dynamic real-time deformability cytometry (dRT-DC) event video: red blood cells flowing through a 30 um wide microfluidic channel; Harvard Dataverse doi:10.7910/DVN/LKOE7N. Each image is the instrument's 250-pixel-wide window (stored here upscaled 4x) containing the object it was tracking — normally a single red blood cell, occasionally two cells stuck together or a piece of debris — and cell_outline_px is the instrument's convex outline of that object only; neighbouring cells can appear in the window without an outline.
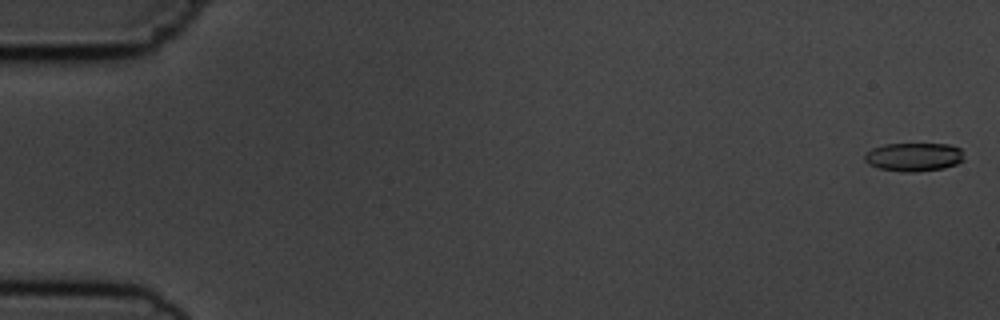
{"species": "common noctule bat (a hibernating species)", "species_latin": "Nyctalus noctula", "temperature_condition": "cold", "stored_images_in_passage": 7, "camera_frame_rate_fps": 3000, "um_per_image_px": 0.085, "animal": {"sex": "male", "body_mass_g": 19.5, "forearm_length_mm": 54.6}, "frame": {"image": 1, "passage_image": 1, "time_ms": 0.0, "image_size_px": [1000, 320], "cell_outline_px": [[964, 160], [956, 164], [944, 168], [916, 172], [904, 172], [880, 168], [868, 164], [864, 160], [864, 152], [872, 148], [884, 144], [948, 144], [960, 148]], "centroid_in_image_um": [77.65, 13.34], "position_along_channel_um": 7.4, "area_um2": 16.59}}
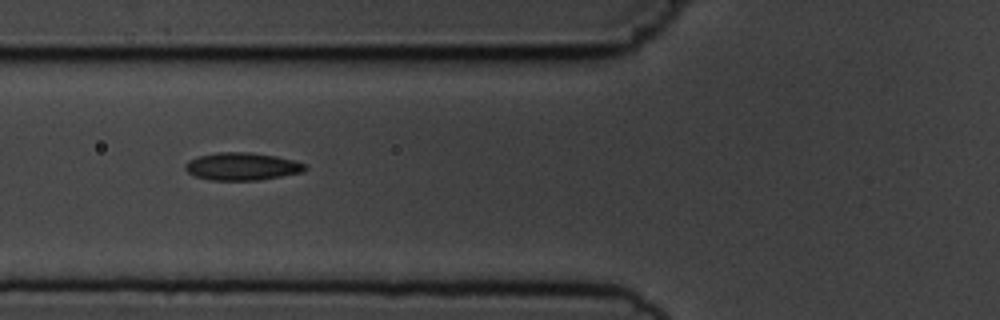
{"frame": {"image": 2, "passage_image": 6, "time_ms": 6.667, "image_size_px": [1000, 320], "cell_outline_px": [[308, 168], [304, 172], [260, 180], [212, 180], [196, 176], [188, 172], [184, 168], [184, 164], [188, 160], [200, 156], [216, 152], [252, 152], [276, 156], [296, 160], [304, 164]], "centroid_in_image_um": [20.6, 14.14], "position_along_channel_um": 105.2, "area_um2": 19.42}}
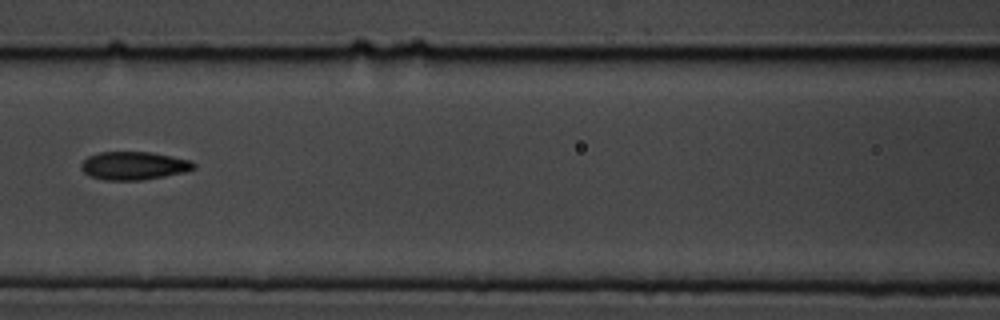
{"frame": {"image": 3, "passage_image": 7, "time_ms": 8.0, "image_size_px": [1000, 320], "cell_outline_px": [[196, 168], [184, 172], [144, 180], [104, 180], [88, 176], [80, 168], [80, 164], [88, 156], [100, 152], [152, 152], [192, 160], [196, 164]], "centroid_in_image_um": [11.38, 14.08], "position_along_channel_um": 155.2, "area_um2": 18.67}}